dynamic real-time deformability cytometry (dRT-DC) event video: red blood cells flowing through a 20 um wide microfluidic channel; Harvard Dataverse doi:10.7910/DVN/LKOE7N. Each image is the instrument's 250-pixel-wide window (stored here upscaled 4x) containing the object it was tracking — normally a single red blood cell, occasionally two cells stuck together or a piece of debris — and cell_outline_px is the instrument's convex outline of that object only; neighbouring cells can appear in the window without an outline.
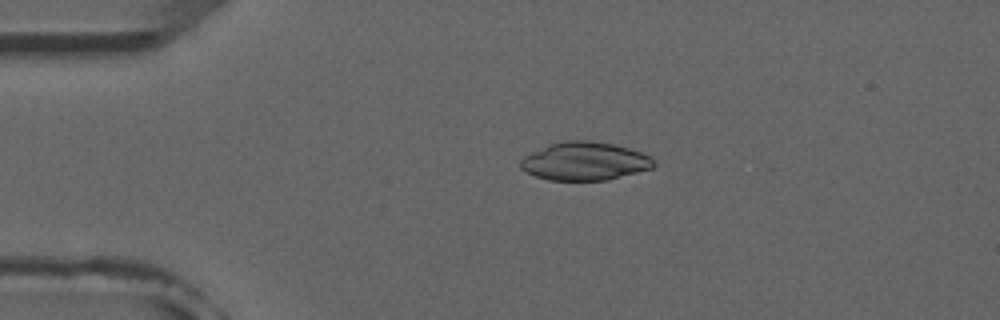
{"species": "common noctule bat (a hibernating species)", "species_latin": "Nyctalus noctula", "temperature_condition": "room temperature", "stored_images_in_passage": 3, "camera_frame_rate_fps": 3000, "um_per_image_px": 0.085, "animal": {"sex": "male", "forearm_length_mm": 52.5}, "frame": {"image": 1, "passage_image": 2, "time_ms": 1.333, "image_size_px": [1000, 320], "cell_outline_px": [[656, 164], [652, 168], [608, 180], [548, 180], [536, 176], [520, 168], [520, 160], [524, 156], [548, 144], [568, 140], [588, 140], [612, 144], [628, 148], [640, 152], [656, 160]], "centroid_in_image_um": [49.7, 13.7], "position_along_channel_um": 35.3, "area_um2": 29.59}}